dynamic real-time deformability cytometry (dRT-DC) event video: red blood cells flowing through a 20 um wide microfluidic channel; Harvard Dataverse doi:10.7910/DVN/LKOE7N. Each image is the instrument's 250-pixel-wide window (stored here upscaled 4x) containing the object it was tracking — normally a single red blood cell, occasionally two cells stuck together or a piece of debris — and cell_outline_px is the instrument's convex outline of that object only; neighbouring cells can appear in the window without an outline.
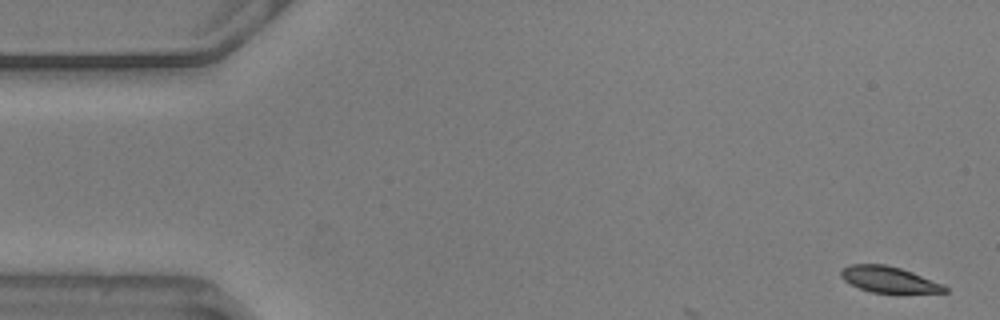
{"species": "common noctule bat (a hibernating species)", "species_latin": "Nyctalus noctula", "temperature_condition": "warm", "stored_images_in_passage": 4, "camera_frame_rate_fps": 3000, "um_per_image_px": 0.085, "animal": {"sex": "male", "body_mass_g": 20.5, "forearm_length_mm": 52.5}, "frame": {"image": 1, "passage_image": 1, "time_ms": 0.0, "image_size_px": [1000, 320], "cell_outline_px": [[948, 292], [872, 292], [860, 288], [844, 280], [840, 276], [840, 272], [844, 268], [852, 264], [884, 264], [900, 268], [912, 272], [944, 284], [948, 288]], "centroid_in_image_um": [75.57, 23.75], "position_along_channel_um": 9.4, "area_um2": 15.43}}